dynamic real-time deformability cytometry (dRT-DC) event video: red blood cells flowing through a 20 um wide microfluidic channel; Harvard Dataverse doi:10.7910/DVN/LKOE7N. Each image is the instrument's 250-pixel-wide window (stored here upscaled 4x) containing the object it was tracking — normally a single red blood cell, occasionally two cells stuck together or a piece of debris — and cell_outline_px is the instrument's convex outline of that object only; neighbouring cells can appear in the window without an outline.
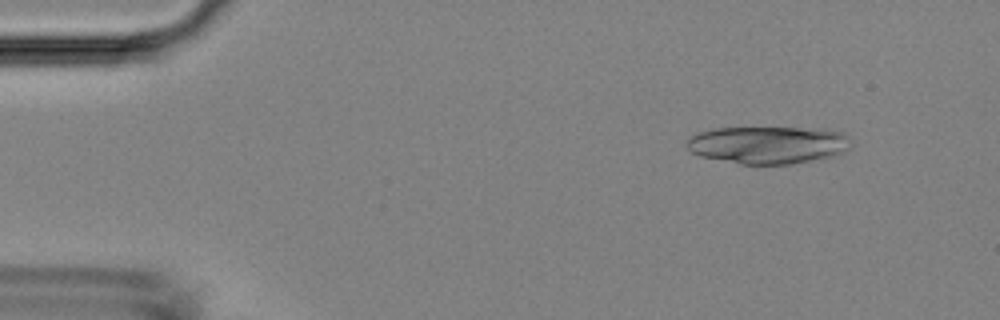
{"species": "Egyptian fruit bat (a non-hibernating species)", "species_latin": "Rousettus aegyptiacus", "temperature_condition": "room temperature", "stored_images_in_passage": 5, "camera_frame_rate_fps": 3000, "um_per_image_px": 0.085, "animal": {"sex": "female"}, "frame": {"image": 1, "passage_image": 2, "time_ms": 1.333, "image_size_px": [1000, 320], "cell_outline_px": [[852, 148], [836, 156], [788, 164], [740, 164], [700, 156], [692, 152], [684, 144], [692, 136], [700, 132], [712, 128], [824, 128], [844, 132], [852, 140]], "centroid_in_image_um": [65.36, 12.31], "position_along_channel_um": 19.6, "area_um2": 36.3}}